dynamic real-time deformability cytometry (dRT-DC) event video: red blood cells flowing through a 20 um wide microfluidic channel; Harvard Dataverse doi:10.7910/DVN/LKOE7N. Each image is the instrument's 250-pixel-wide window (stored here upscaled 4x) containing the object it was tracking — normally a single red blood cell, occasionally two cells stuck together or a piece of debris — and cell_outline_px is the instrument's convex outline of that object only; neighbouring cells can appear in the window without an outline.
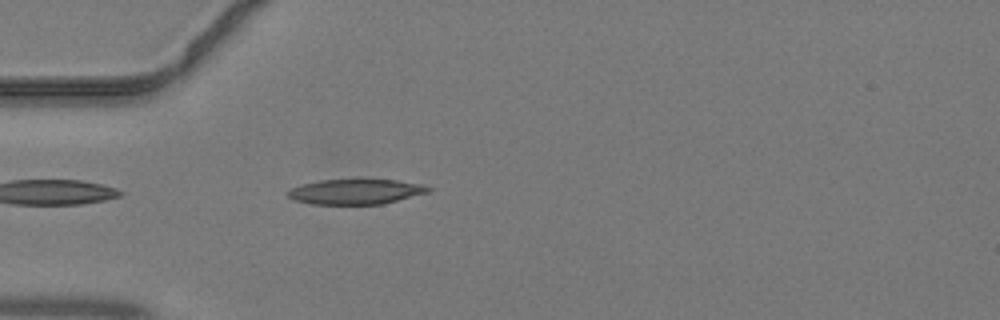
{"species": "common noctule bat (a hibernating species)", "species_latin": "Nyctalus noctula", "temperature_condition": "warm", "stored_images_in_passage": 19, "camera_frame_rate_fps": 3000, "um_per_image_px": 0.085, "animal": {"sex": "male", "body_mass_g": 19.2, "forearm_length_mm": 51.8}, "frame": {"image": 1, "passage_image": 1, "time_ms": 0.0, "image_size_px": [1000, 320], "cell_outline_px": [[432, 188], [428, 192], [384, 204], [312, 204], [296, 200], [288, 196], [288, 192], [292, 188], [304, 184], [320, 180], [396, 180], [424, 184]], "centroid_in_image_um": [30.29, 16.29], "position_along_channel_um": 54.7, "area_um2": 20.29}}
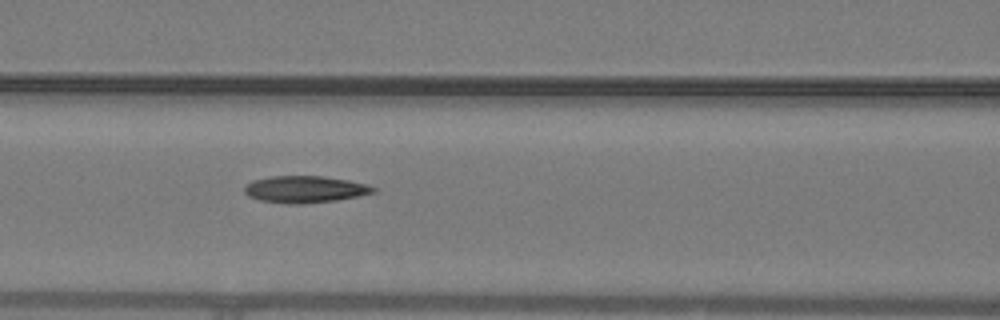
{"frame": {"image": 2, "passage_image": 7, "time_ms": 2.0, "image_size_px": [1000, 320], "cell_outline_px": [[376, 192], [360, 196], [336, 200], [304, 204], [288, 204], [260, 200], [248, 196], [244, 192], [244, 184], [252, 180], [272, 176], [320, 176], [348, 180], [368, 184], [376, 188]], "centroid_in_image_um": [25.91, 16.09], "position_along_channel_um": 140.7, "area_um2": 20.35}}
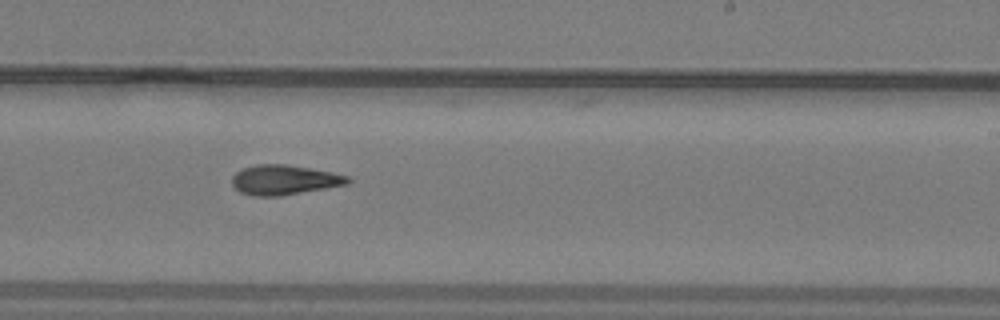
{"frame": {"image": 3, "passage_image": 15, "time_ms": 4.667, "image_size_px": [1000, 320], "cell_outline_px": [[352, 180], [348, 184], [280, 196], [252, 196], [240, 192], [232, 184], [232, 176], [240, 168], [256, 164], [284, 164], [332, 172], [348, 176]], "centroid_in_image_um": [24.13, 15.29], "position_along_channel_um": 264.9, "area_um2": 20.11}}